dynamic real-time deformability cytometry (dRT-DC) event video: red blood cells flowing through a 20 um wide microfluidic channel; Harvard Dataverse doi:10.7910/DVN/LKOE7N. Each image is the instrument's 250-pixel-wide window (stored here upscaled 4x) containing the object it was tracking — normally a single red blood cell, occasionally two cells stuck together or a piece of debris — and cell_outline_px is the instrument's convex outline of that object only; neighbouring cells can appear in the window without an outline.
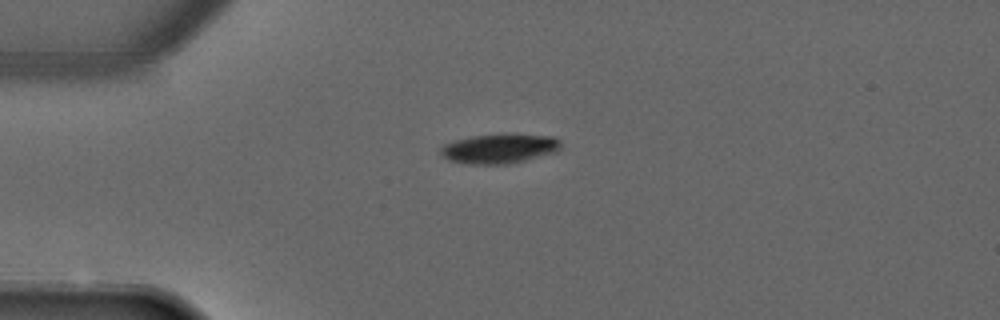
{"species": "common noctule bat (a hibernating species)", "species_latin": "Nyctalus noctula", "temperature_condition": "warm", "stored_images_in_passage": 2, "camera_frame_rate_fps": 3000, "um_per_image_px": 0.085, "animal": {"sex": "male", "forearm_length_mm": 52.5}, "frame": {"image": 1, "passage_image": 1, "time_ms": 0.0, "image_size_px": [1000, 320], "cell_outline_px": [[560, 148], [556, 152], [524, 160], [504, 164], [464, 164], [448, 160], [440, 156], [440, 148], [444, 144], [456, 140], [472, 136], [556, 136], [560, 140]], "centroid_in_image_um": [42.38, 12.67], "position_along_channel_um": 42.6, "area_um2": 20.06}}